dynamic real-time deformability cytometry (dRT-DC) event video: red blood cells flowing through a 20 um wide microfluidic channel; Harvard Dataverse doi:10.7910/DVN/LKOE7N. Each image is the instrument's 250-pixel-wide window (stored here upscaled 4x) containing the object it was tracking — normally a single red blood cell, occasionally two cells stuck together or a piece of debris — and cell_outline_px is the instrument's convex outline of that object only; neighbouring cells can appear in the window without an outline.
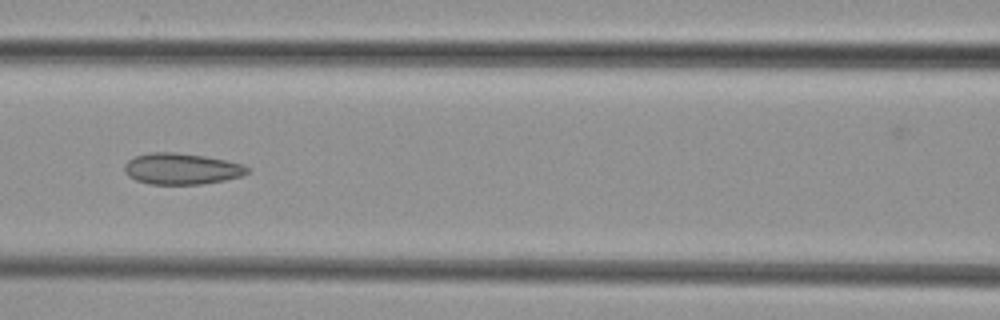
{"species": "common noctule bat (a hibernating species)", "species_latin": "Nyctalus noctula", "temperature_condition": "cold", "stored_images_in_passage": 6, "camera_frame_rate_fps": 3000, "um_per_image_px": 0.085, "animal": {"sex": "female", "body_mass_g": 29.2, "forearm_length_mm": 56.3}, "frame": {"image": 1, "passage_image": 6, "time_ms": 6.667, "image_size_px": [1000, 320], "cell_outline_px": [[248, 172], [240, 176], [224, 180], [200, 184], [148, 184], [136, 180], [128, 176], [124, 172], [124, 164], [128, 160], [136, 156], [148, 152], [176, 152], [204, 156], [244, 164], [248, 168]], "centroid_in_image_um": [15.39, 14.34], "position_along_channel_um": 151.2, "area_um2": 22.31}}